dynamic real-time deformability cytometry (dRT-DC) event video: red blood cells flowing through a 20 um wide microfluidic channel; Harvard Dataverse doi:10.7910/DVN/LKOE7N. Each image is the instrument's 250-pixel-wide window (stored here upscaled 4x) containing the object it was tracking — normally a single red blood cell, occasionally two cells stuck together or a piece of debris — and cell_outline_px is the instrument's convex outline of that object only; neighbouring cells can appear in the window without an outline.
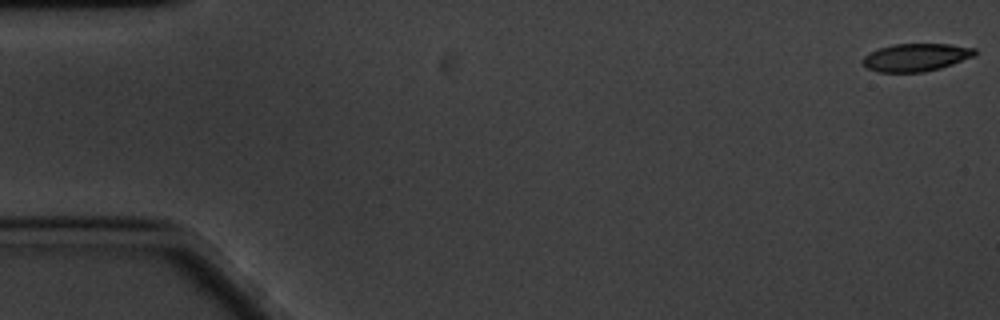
{"species": "common noctule bat (a hibernating species)", "species_latin": "Nyctalus noctula", "temperature_condition": "cold", "stored_images_in_passage": 60, "camera_frame_rate_fps": 3000, "um_per_image_px": 0.085, "animal": {"sex": "male", "body_mass_g": 20.1, "forearm_length_mm": 53.5}, "frame": {"image": 1, "passage_image": 1, "time_ms": 0.0, "image_size_px": [1000, 320], "cell_outline_px": [[976, 56], [940, 68], [924, 72], [880, 72], [868, 68], [860, 60], [868, 52], [892, 44], [948, 44], [976, 48]], "centroid_in_image_um": [77.86, 4.87], "position_along_channel_um": 7.1, "area_um2": 18.21}}
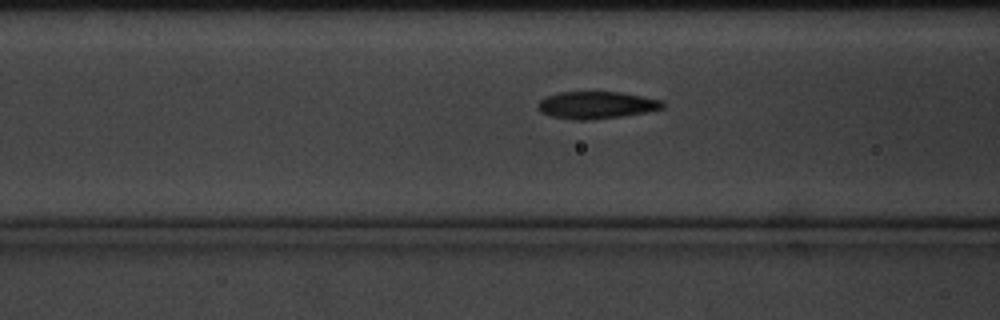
{"frame": {"image": 2, "passage_image": 23, "time_ms": 7.333, "image_size_px": [1000, 320], "cell_outline_px": [[664, 108], [648, 112], [620, 116], [584, 120], [576, 120], [552, 116], [540, 112], [536, 108], [536, 104], [540, 100], [548, 96], [560, 92], [620, 92], [644, 96], [660, 100], [664, 104]], "centroid_in_image_um": [50.68, 8.93], "position_along_channel_um": 115.9, "area_um2": 19.71}}
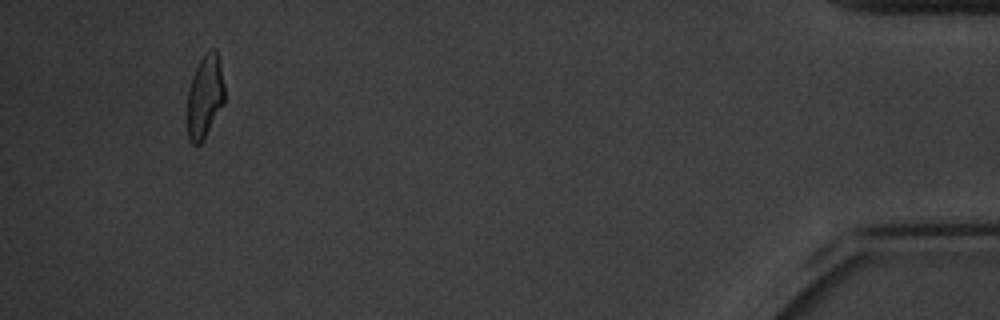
{"frame": {"image": 3, "passage_image": 57, "time_ms": 18.667, "image_size_px": [1000, 320], "cell_outline_px": [[224, 104], [204, 140], [200, 144], [192, 144], [188, 140], [188, 92], [192, 76], [200, 60], [212, 48], [216, 48], [220, 60], [224, 84]], "centroid_in_image_um": [17.43, 8.22], "position_along_channel_um": 417.8, "area_um2": 18.09}, "authors_computed_cell_mechanics": {"area_um2": 19.4208, "velocity_mm_per_s": 3.3076, "shape_relaxation_time_tau1_ms": 3.5067, "shape_relaxation_time_tau2_ms": 2.3825, "deformation_change_tau1": 0.1429, "deformation_change_tau2": 0.0893}}